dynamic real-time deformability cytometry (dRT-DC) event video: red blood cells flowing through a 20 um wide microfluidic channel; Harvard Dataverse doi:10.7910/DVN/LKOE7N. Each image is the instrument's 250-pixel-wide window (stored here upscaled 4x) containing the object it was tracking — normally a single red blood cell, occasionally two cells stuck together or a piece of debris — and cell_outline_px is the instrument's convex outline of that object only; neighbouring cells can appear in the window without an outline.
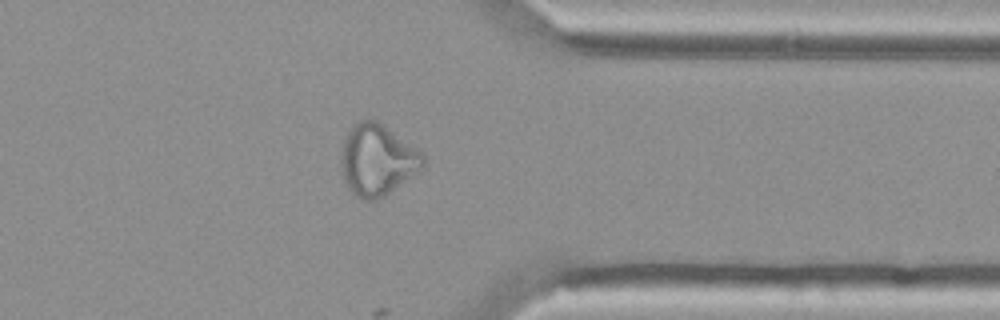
{"species": "Egyptian fruit bat (a non-hibernating species)", "species_latin": "Rousettus aegyptiacus", "temperature_condition": "cold", "stored_images_in_passage": 50, "camera_frame_rate_fps": 3000, "um_per_image_px": 0.085, "animal": {"sex": "female"}, "frame": {"image": 1, "passage_image": 44, "time_ms": 14.333, "image_size_px": [1000, 320], "cell_outline_px": [[424, 168], [384, 196], [376, 200], [360, 200], [348, 188], [344, 180], [340, 160], [340, 152], [344, 136], [360, 120], [376, 120], [424, 152]], "centroid_in_image_um": [32.07, 13.61], "position_along_channel_um": 379.3, "area_um2": 34.22}}